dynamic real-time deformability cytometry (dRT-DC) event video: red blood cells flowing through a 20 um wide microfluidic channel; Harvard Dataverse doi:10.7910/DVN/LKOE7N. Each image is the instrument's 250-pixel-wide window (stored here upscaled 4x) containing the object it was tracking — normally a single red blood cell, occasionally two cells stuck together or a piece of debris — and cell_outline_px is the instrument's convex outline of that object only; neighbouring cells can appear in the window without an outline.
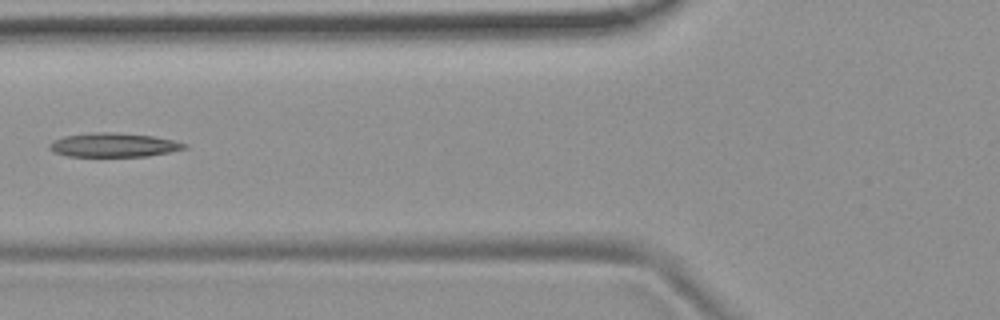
{"species": "common noctule bat (a hibernating species)", "species_latin": "Nyctalus noctula", "temperature_condition": "room temperature", "stored_images_in_passage": 7, "camera_frame_rate_fps": 3000, "um_per_image_px": 0.085, "animal": {"sex": "female", "body_mass_g": 19.9}, "frame": {"image": 1, "passage_image": 6, "time_ms": 6.0, "image_size_px": [1000, 320], "cell_outline_px": [[188, 148], [148, 156], [68, 156], [56, 152], [48, 148], [48, 144], [52, 140], [64, 136], [92, 132], [112, 132], [152, 136], [176, 140], [188, 144]], "centroid_in_image_um": [9.67, 12.31], "position_along_channel_um": 116.1, "area_um2": 18.9}}
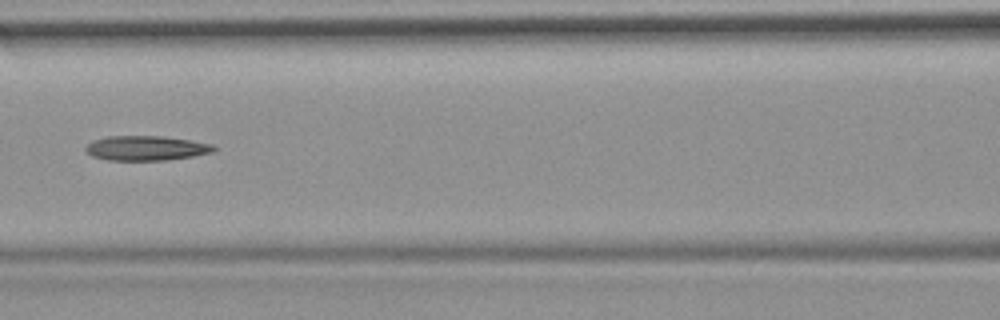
{"frame": {"image": 2, "passage_image": 7, "time_ms": 7.0, "image_size_px": [1000, 320], "cell_outline_px": [[216, 152], [168, 160], [108, 160], [92, 156], [84, 148], [92, 140], [104, 136], [164, 136], [212, 144], [216, 148]], "centroid_in_image_um": [12.42, 12.59], "position_along_channel_um": 154.2, "area_um2": 18.5}}